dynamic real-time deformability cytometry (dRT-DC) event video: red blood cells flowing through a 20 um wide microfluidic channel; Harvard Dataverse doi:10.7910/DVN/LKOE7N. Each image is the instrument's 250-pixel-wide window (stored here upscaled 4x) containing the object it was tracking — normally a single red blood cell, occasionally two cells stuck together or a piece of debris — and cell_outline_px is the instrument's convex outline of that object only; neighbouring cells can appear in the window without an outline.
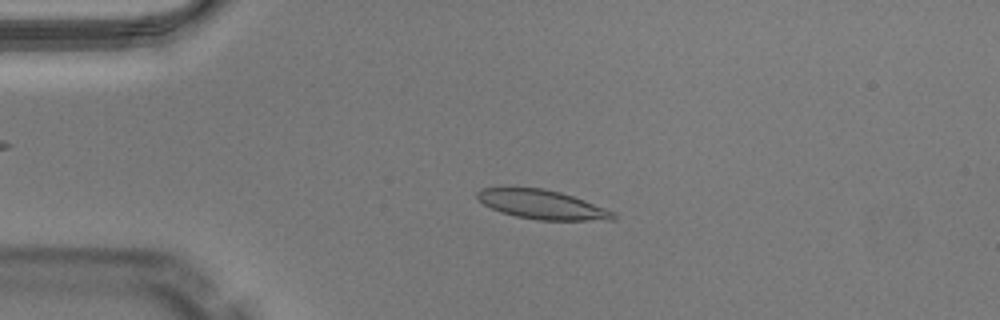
{"species": "Egyptian fruit bat (a non-hibernating species)", "species_latin": "Rousettus aegyptiacus", "temperature_condition": "warm", "stored_images_in_passage": 49, "camera_frame_rate_fps": 3000, "um_per_image_px": 0.085, "animal": {"sex": "male"}, "frame": {"image": 1, "passage_image": 11, "time_ms": 3.333, "image_size_px": [1000, 320], "cell_outline_px": [[616, 220], [536, 220], [516, 216], [500, 212], [484, 204], [476, 196], [476, 192], [480, 188], [544, 188], [560, 192], [584, 200], [616, 212]], "centroid_in_image_um": [46.11, 17.39], "position_along_channel_um": 38.9, "area_um2": 23.0}}
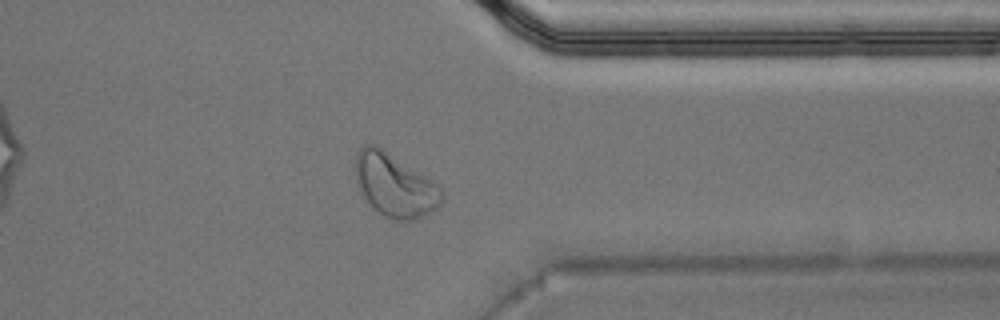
{"frame": {"image": 2, "passage_image": 39, "time_ms": 12.667, "image_size_px": [1000, 320], "cell_outline_px": [[444, 196], [440, 204], [436, 208], [412, 220], [396, 220], [384, 216], [372, 208], [364, 196], [356, 180], [356, 152], [364, 144], [376, 144], [432, 180], [440, 188]], "centroid_in_image_um": [33.53, 15.73], "position_along_channel_um": 377.9, "area_um2": 31.33}}
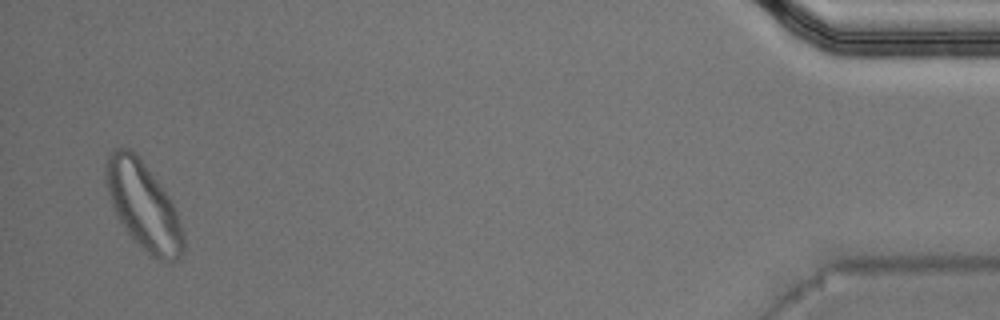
{"frame": {"image": 3, "passage_image": 48, "time_ms": 15.667, "image_size_px": [1000, 320], "cell_outline_px": [[184, 252], [176, 260], [156, 260], [128, 232], [116, 216], [108, 192], [104, 176], [104, 168], [108, 156], [116, 148], [128, 148], [140, 160], [156, 180], [168, 196], [176, 212], [184, 236]], "centroid_in_image_um": [12.17, 17.5], "position_along_channel_um": 423.0, "area_um2": 38.32}, "authors_computed_cell_mechanics": {"area_um2": 23.1778, "velocity_mm_per_s": 4.0153, "shape_relaxation_time_tau1_ms": null, "shape_relaxation_time_tau2_ms": 1.8738, "deformation_change_tau1": null, "deformation_change_tau2": 0.0584}}